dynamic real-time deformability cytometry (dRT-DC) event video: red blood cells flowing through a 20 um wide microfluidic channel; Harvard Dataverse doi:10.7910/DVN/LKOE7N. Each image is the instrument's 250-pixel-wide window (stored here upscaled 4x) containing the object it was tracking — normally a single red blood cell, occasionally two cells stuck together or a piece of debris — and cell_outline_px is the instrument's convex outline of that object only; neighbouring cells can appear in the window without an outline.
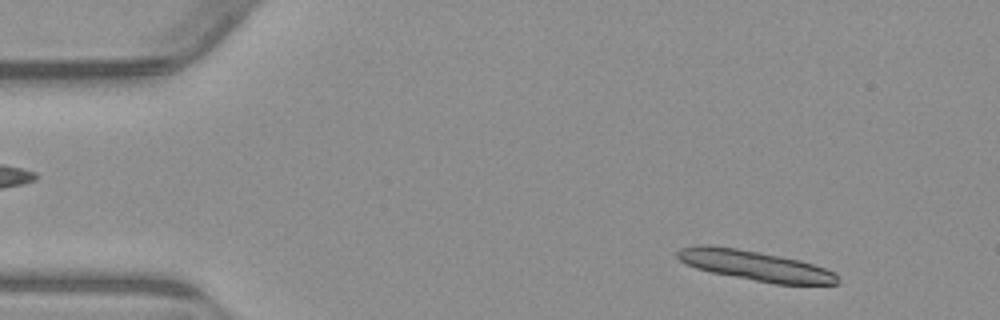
{"species": "common noctule bat (a hibernating species)", "species_latin": "Nyctalus noctula", "temperature_condition": "warm", "stored_images_in_passage": 13, "camera_frame_rate_fps": 3000, "um_per_image_px": 0.085, "animal": {"sex": "male", "body_mass_g": 23.1, "forearm_length_mm": 52.7}, "frame": {"image": 1, "passage_image": 4, "time_ms": 1.0, "image_size_px": [1000, 320], "cell_outline_px": [[840, 284], [776, 284], [712, 272], [696, 268], [680, 260], [676, 256], [676, 252], [680, 248], [696, 244], [712, 244], [760, 252], [800, 260], [836, 272], [840, 280]], "centroid_in_image_um": [64.18, 22.56], "position_along_channel_um": 20.8, "area_um2": 28.03}}